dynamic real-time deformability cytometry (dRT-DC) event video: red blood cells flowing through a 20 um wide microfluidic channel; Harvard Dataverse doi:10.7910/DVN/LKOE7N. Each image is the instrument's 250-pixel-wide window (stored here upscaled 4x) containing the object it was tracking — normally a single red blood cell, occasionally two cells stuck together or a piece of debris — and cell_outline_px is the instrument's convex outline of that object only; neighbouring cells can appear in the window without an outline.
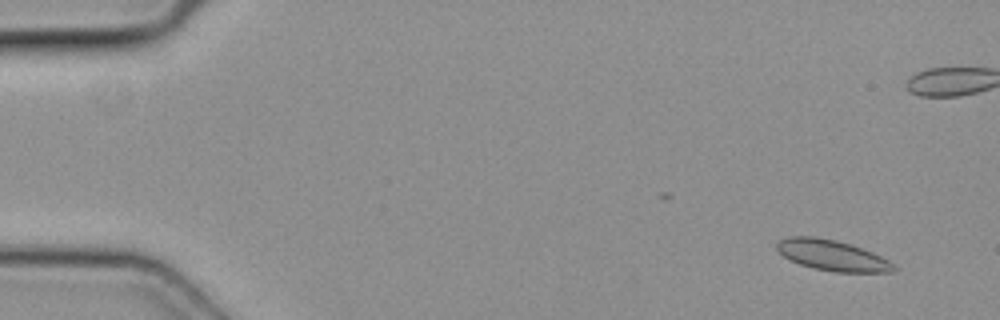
{"species": "common noctule bat (a hibernating species)", "species_latin": "Nyctalus noctula", "temperature_condition": "cold", "stored_images_in_passage": 2, "camera_frame_rate_fps": 3000, "um_per_image_px": 0.085, "animal": {"sex": "female", "body_mass_g": 19.3, "forearm_length_mm": 54.1}, "frame": {"image": 1, "passage_image": 2, "time_ms": 0.333, "image_size_px": [1000, 320], "cell_outline_px": [[900, 268], [896, 272], [832, 272], [812, 268], [800, 264], [776, 252], [776, 244], [780, 240], [788, 236], [816, 236], [836, 240], [852, 244], [872, 252], [888, 260]], "centroid_in_image_um": [70.75, 21.7], "position_along_channel_um": 14.2, "area_um2": 21.21}}